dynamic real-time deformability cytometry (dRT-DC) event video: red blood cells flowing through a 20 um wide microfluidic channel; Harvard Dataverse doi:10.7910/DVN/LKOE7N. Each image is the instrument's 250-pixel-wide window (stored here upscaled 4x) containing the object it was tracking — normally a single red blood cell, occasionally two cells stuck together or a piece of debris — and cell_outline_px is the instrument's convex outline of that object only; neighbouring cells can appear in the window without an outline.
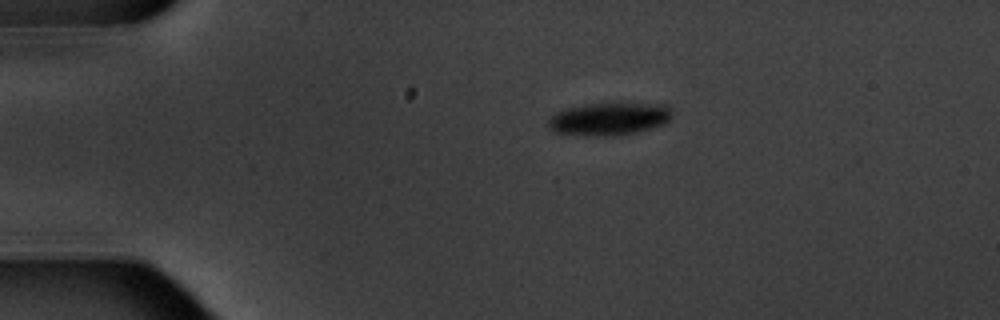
{"species": "common noctule bat (a hibernating species)", "species_latin": "Nyctalus noctula", "temperature_condition": "warm", "stored_images_in_passage": 4, "camera_frame_rate_fps": 3000, "um_per_image_px": 0.085, "animal": {"sex": "male", "body_mass_g": 20.1, "forearm_length_mm": 53.5}, "frame": {"image": 1, "passage_image": 1, "time_ms": 0.0, "image_size_px": [1000, 320], "cell_outline_px": [[668, 120], [664, 124], [636, 132], [612, 136], [584, 136], [556, 132], [548, 128], [544, 124], [548, 116], [564, 108], [584, 104], [664, 104], [668, 108]], "centroid_in_image_um": [51.61, 10.12], "position_along_channel_um": 33.4, "area_um2": 23.52}}
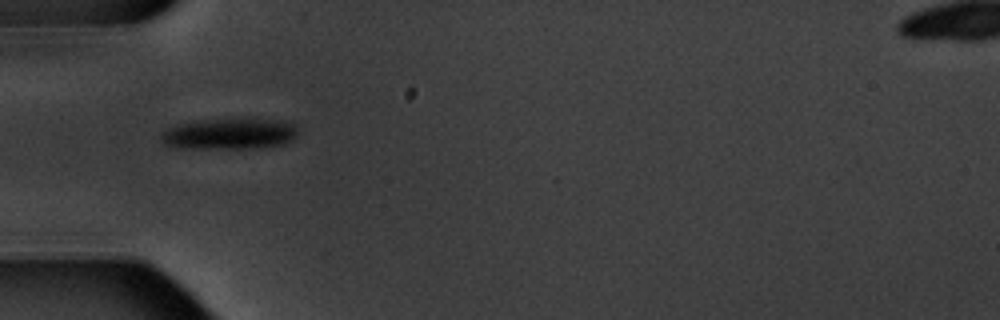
{"frame": {"image": 2, "passage_image": 3, "time_ms": 2.333, "image_size_px": [1000, 320], "cell_outline_px": [[296, 136], [292, 140], [284, 144], [252, 148], [180, 148], [164, 144], [160, 140], [160, 132], [176, 124], [196, 120], [240, 116], [252, 116], [288, 120], [296, 124]], "centroid_in_image_um": [19.54, 11.3], "position_along_channel_um": 65.5, "area_um2": 26.18}}
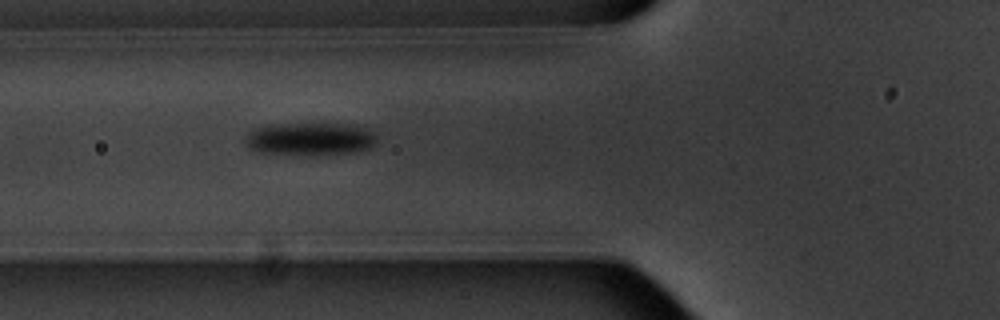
{"frame": {"image": 3, "passage_image": 4, "time_ms": 3.333, "image_size_px": [1000, 320], "cell_outline_px": [[376, 144], [372, 148], [356, 152], [312, 156], [304, 156], [260, 152], [252, 148], [244, 140], [244, 136], [248, 132], [256, 128], [272, 124], [356, 124], [368, 128], [376, 136]], "centroid_in_image_um": [26.42, 11.82], "position_along_channel_um": 99.4, "area_um2": 25.72}}